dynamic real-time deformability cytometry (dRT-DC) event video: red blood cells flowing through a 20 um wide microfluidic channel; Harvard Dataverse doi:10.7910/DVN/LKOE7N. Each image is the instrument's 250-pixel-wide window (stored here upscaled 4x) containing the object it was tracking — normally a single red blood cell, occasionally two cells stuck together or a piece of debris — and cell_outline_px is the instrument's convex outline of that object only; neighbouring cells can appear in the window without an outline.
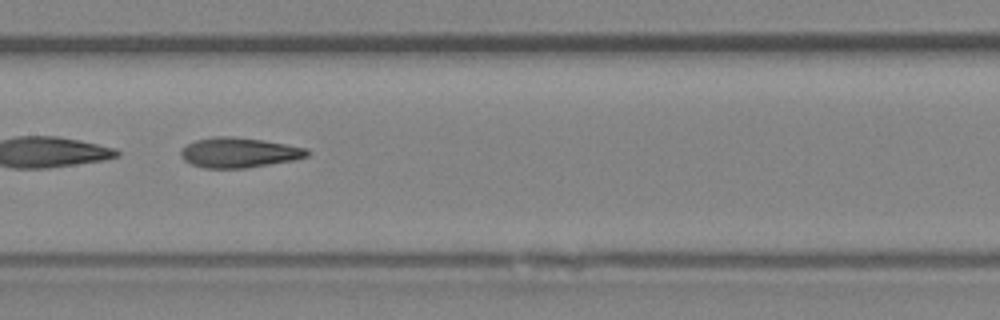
{"species": "Egyptian fruit bat (a non-hibernating species)", "species_latin": "Rousettus aegyptiacus", "temperature_condition": "room temperature", "stored_images_in_passage": 35, "camera_frame_rate_fps": 3000, "um_per_image_px": 0.085, "animal": {"sex": "female"}, "frame": {"image": 1, "passage_image": 11, "time_ms": 3.333, "image_size_px": [1000, 320], "cell_outline_px": [[308, 156], [292, 160], [244, 168], [204, 168], [192, 164], [184, 160], [180, 156], [180, 152], [188, 144], [196, 140], [216, 136], [232, 136], [264, 140], [308, 148]], "centroid_in_image_um": [20.3, 12.96], "position_along_channel_um": 187.1, "area_um2": 21.91}}
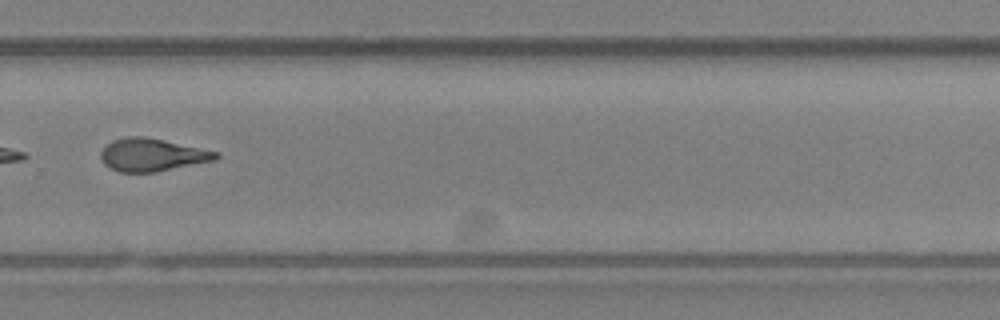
{"frame": {"image": 2, "passage_image": 20, "time_ms": 6.333, "image_size_px": [1000, 320], "cell_outline_px": [[220, 156], [212, 160], [156, 172], [120, 172], [108, 168], [104, 164], [100, 156], [100, 152], [112, 140], [128, 136], [144, 136], [220, 152]], "centroid_in_image_um": [12.89, 13.16], "position_along_channel_um": 316.9, "area_um2": 21.79}}